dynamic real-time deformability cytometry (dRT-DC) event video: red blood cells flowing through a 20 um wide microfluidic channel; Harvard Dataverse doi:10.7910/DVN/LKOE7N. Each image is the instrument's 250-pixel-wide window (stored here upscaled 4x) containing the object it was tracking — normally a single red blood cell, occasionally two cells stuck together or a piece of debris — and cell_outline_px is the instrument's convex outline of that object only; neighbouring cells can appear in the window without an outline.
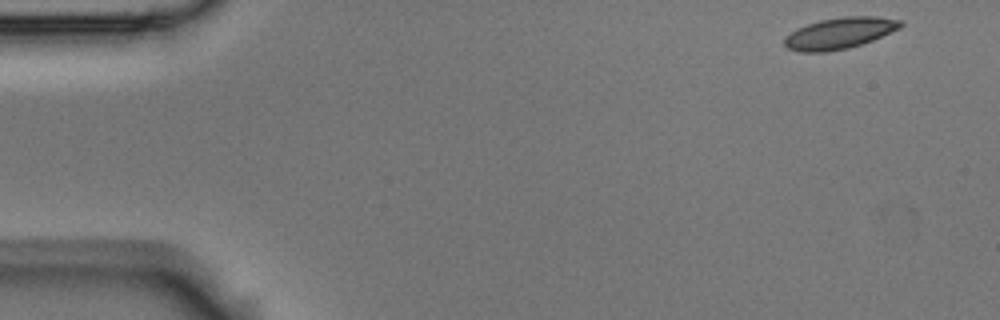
{"species": "Egyptian fruit bat (a non-hibernating species)", "species_latin": "Rousettus aegyptiacus", "temperature_condition": "room temperature", "stored_images_in_passage": 51, "camera_frame_rate_fps": 3000, "um_per_image_px": 0.085, "animal": {"sex": "male"}, "frame": {"image": 1, "passage_image": 1, "time_ms": 0.0, "image_size_px": [1000, 320], "cell_outline_px": [[904, 24], [900, 28], [872, 40], [848, 48], [828, 52], [800, 52], [788, 48], [784, 44], [784, 36], [796, 28], [820, 20], [844, 16], [876, 16], [904, 20]], "centroid_in_image_um": [71.36, 2.81], "position_along_channel_um": 13.6, "area_um2": 21.27}}
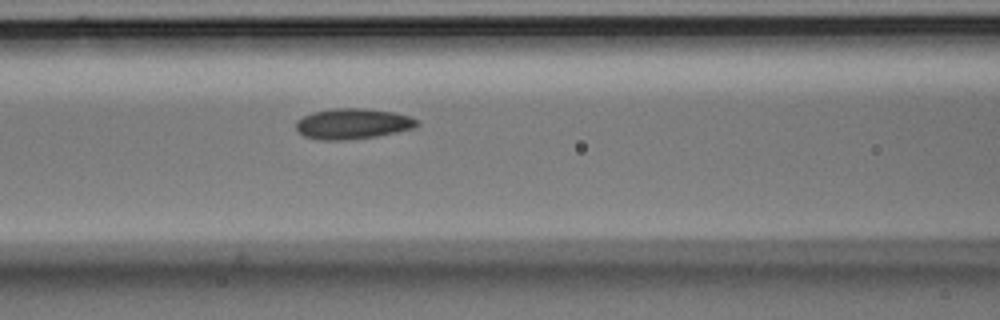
{"frame": {"image": 2, "passage_image": 20, "time_ms": 6.333, "image_size_px": [1000, 320], "cell_outline_px": [[420, 124], [412, 128], [376, 136], [344, 140], [316, 140], [304, 136], [296, 128], [296, 120], [312, 112], [332, 108], [364, 108], [396, 112], [420, 120]], "centroid_in_image_um": [29.97, 10.51], "position_along_channel_um": 136.6, "area_um2": 21.62}}
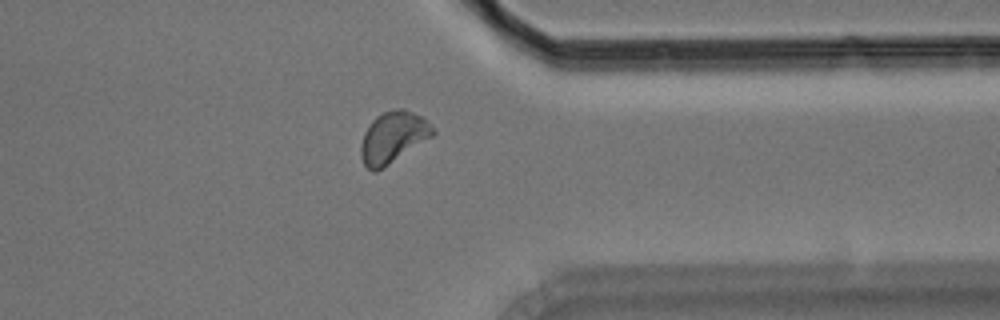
{"frame": {"image": 3, "passage_image": 40, "time_ms": 13.0, "image_size_px": [1000, 320], "cell_outline_px": [[436, 132], [432, 136], [376, 172], [372, 172], [364, 164], [360, 156], [360, 144], [364, 132], [372, 120], [376, 116], [384, 112], [396, 108], [404, 108], [420, 116]], "centroid_in_image_um": [33.35, 11.67], "position_along_channel_um": 378.0, "area_um2": 21.15}, "authors_computed_cell_mechanics": {"area_um2": 20.808, "velocity_mm_per_s": 3.7077, "shape_relaxation_time_tau1_ms": 3.8162, "shape_relaxation_time_tau2_ms": null, "deformation_change_tau1": 0.0891, "deformation_change_tau2": null}}